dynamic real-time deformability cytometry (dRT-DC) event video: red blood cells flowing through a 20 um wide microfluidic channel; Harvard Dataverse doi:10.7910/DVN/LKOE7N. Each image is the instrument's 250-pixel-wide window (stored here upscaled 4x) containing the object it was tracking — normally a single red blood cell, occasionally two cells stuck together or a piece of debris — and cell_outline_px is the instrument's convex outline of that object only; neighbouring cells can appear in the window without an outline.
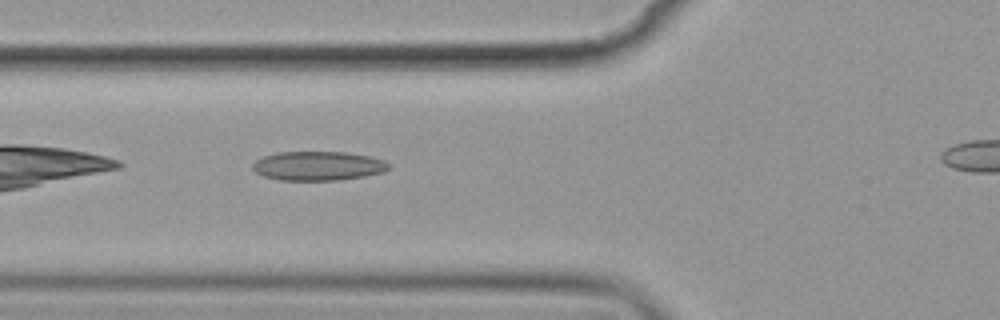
{"species": "common noctule bat (a hibernating species)", "species_latin": "Nyctalus noctula", "temperature_condition": "cold", "stored_images_in_passage": 4, "segment_of_instrument_passage": [1, 2], "camera_frame_rate_fps": 3000, "um_per_image_px": 0.085, "animal": {"sex": "female", "body_mass_g": 19.9}, "frame": {"image": 1, "passage_image": 3, "time_ms": 2.333, "image_size_px": [1000, 320], "cell_outline_px": [[388, 168], [380, 172], [364, 176], [336, 180], [280, 180], [264, 176], [256, 172], [252, 168], [252, 164], [256, 160], [264, 156], [276, 152], [344, 152], [368, 156], [384, 160], [388, 164]], "centroid_in_image_um": [26.98, 14.09], "position_along_channel_um": 98.8, "area_um2": 22.83}}